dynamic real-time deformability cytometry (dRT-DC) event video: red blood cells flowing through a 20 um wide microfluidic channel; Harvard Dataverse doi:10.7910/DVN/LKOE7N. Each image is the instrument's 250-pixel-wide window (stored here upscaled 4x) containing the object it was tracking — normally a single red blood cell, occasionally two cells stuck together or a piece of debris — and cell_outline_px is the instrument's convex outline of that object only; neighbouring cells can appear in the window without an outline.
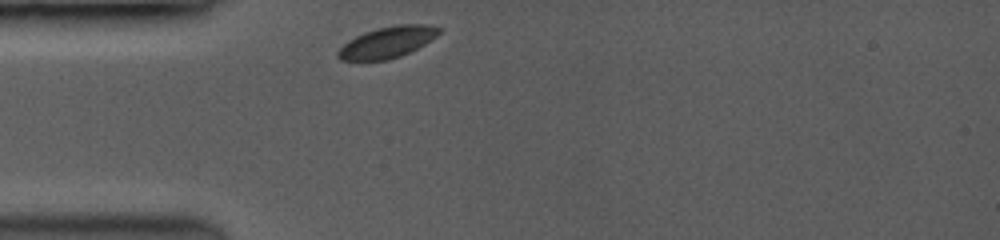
{"species": "common noctule bat (a hibernating species)", "species_latin": "Nyctalus noctula", "temperature_condition": "room temperature", "stored_images_in_passage": 36, "camera_frame_rate_fps": 3500, "um_per_image_px": 0.085, "animal": {"sex": "female", "body_mass_g": 19.0, "forearm_length_mm": 53.3}, "frame": {"image": 1, "passage_image": 1, "time_ms": 0.0, "image_size_px": [1000, 240], "cell_outline_px": [[440, 32], [436, 36], [424, 44], [400, 56], [388, 60], [340, 60], [336, 56], [336, 52], [348, 40], [364, 32], [376, 28], [396, 24], [428, 24], [440, 28]], "centroid_in_image_um": [32.9, 3.58], "position_along_channel_um": 52.1, "area_um2": 18.32}}
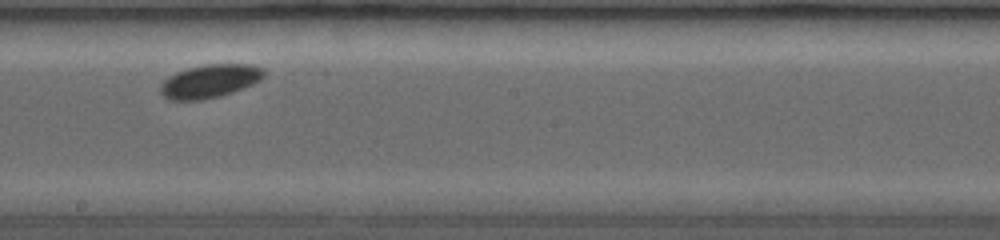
{"frame": {"image": 2, "passage_image": 18, "time_ms": 4.857, "image_size_px": [1000, 240], "cell_outline_px": [[264, 76], [260, 80], [252, 84], [232, 92], [200, 100], [172, 100], [164, 96], [160, 92], [160, 84], [168, 76], [176, 72], [188, 68], [204, 64], [252, 64], [264, 68]], "centroid_in_image_um": [17.82, 6.88], "position_along_channel_um": 230.4, "area_um2": 20.0}}
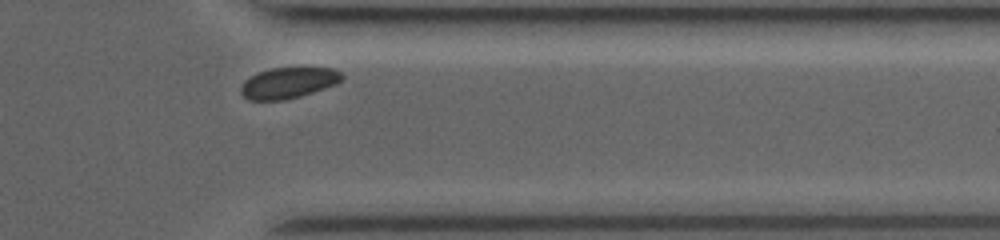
{"frame": {"image": 3, "passage_image": 33, "time_ms": 8.857, "image_size_px": [1000, 240], "cell_outline_px": [[344, 76], [336, 84], [300, 96], [284, 100], [248, 100], [240, 92], [240, 88], [244, 80], [260, 72], [272, 68], [332, 68], [340, 72]], "centroid_in_image_um": [24.49, 7.05], "position_along_channel_um": 386.9, "area_um2": 17.98}, "authors_computed_cell_mechanics": {"area_um2": 18.785, "velocity_mm_per_s": 3.8642, "shape_relaxation_time_tau1_ms": 0.9131, "shape_relaxation_time_tau2_ms": null, "deformation_change_tau1": 0.0166, "deformation_change_tau2": null}}